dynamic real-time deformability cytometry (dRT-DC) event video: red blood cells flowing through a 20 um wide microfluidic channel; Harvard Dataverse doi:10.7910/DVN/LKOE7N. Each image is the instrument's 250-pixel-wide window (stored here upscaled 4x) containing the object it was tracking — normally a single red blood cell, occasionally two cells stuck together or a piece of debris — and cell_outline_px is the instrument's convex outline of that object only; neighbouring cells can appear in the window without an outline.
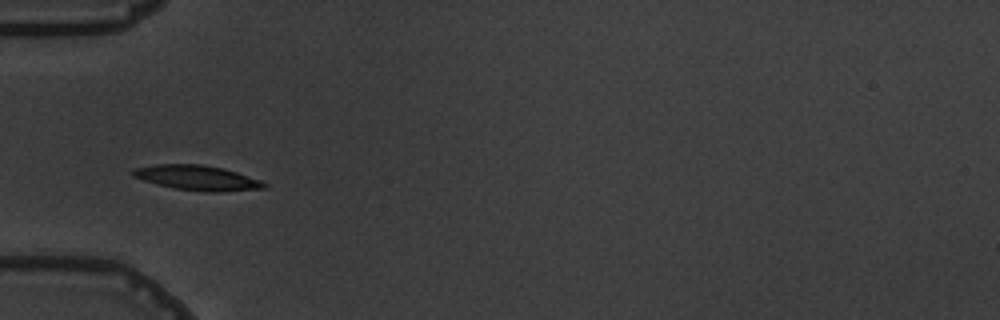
{"species": "common noctule bat (a hibernating species)", "species_latin": "Nyctalus noctula", "temperature_condition": "warm", "stored_images_in_passage": 7, "camera_frame_rate_fps": 3000, "um_per_image_px": 0.085, "animal": {"sex": "male", "body_mass_g": 19.5, "forearm_length_mm": 54.6}, "frame": {"image": 1, "passage_image": 1, "time_ms": 0.0, "image_size_px": [1000, 320], "cell_outline_px": [[268, 184], [264, 188], [220, 192], [208, 192], [172, 188], [156, 184], [132, 176], [132, 168], [156, 164], [200, 164], [224, 168], [260, 180]], "centroid_in_image_um": [16.73, 15.11], "position_along_channel_um": 68.3, "area_um2": 19.07}}
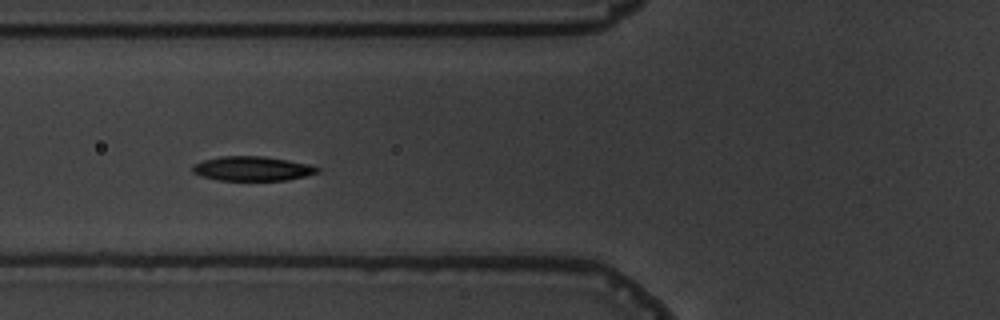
{"frame": {"image": 2, "passage_image": 2, "time_ms": 1.0, "image_size_px": [1000, 320], "cell_outline_px": [[320, 172], [304, 176], [284, 180], [220, 180], [200, 176], [192, 172], [192, 164], [204, 160], [220, 156], [264, 156], [288, 160], [308, 164], [320, 168]], "centroid_in_image_um": [21.42, 14.32], "position_along_channel_um": 104.4, "area_um2": 17.74}}
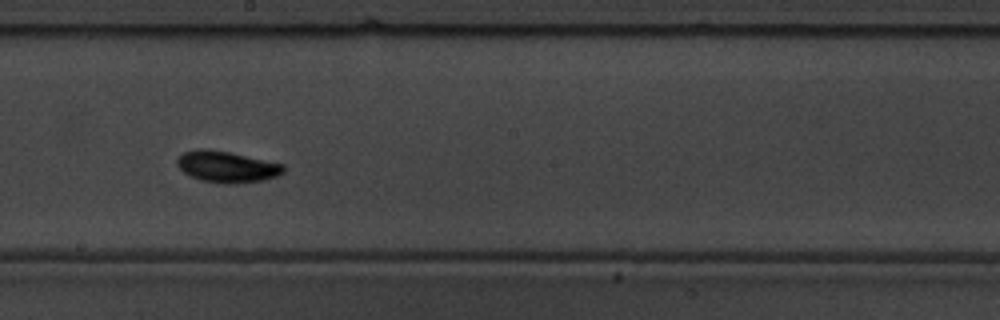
{"frame": {"image": 3, "passage_image": 5, "time_ms": 4.333, "image_size_px": [1000, 320], "cell_outline_px": [[284, 172], [276, 176], [264, 180], [236, 184], [228, 184], [200, 180], [188, 176], [176, 164], [176, 160], [184, 152], [200, 148], [208, 148], [228, 152], [284, 164]], "centroid_in_image_um": [19.26, 14.18], "position_along_channel_um": 228.9, "area_um2": 19.42}}